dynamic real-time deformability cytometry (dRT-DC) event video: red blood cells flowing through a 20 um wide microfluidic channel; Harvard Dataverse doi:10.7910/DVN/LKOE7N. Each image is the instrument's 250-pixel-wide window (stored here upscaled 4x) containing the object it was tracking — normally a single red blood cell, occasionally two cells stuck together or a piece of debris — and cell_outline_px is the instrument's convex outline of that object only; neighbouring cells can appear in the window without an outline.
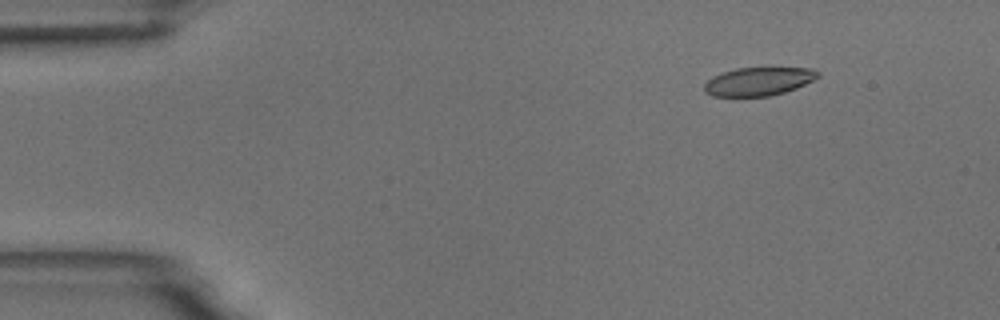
{"species": "common noctule bat (a hibernating species)", "species_latin": "Nyctalus noctula", "temperature_condition": "room temperature", "stored_images_in_passage": 4, "camera_frame_rate_fps": 3000, "um_per_image_px": 0.085, "animal": {"sex": "male", "body_mass_g": 18.8}, "frame": {"image": 1, "passage_image": 4, "time_ms": 3.333, "image_size_px": [1000, 320], "cell_outline_px": [[820, 76], [796, 88], [784, 92], [768, 96], [712, 96], [704, 92], [704, 84], [712, 76], [736, 68], [812, 68], [820, 72]], "centroid_in_image_um": [64.46, 6.92], "position_along_channel_um": 20.5, "area_um2": 18.67}}